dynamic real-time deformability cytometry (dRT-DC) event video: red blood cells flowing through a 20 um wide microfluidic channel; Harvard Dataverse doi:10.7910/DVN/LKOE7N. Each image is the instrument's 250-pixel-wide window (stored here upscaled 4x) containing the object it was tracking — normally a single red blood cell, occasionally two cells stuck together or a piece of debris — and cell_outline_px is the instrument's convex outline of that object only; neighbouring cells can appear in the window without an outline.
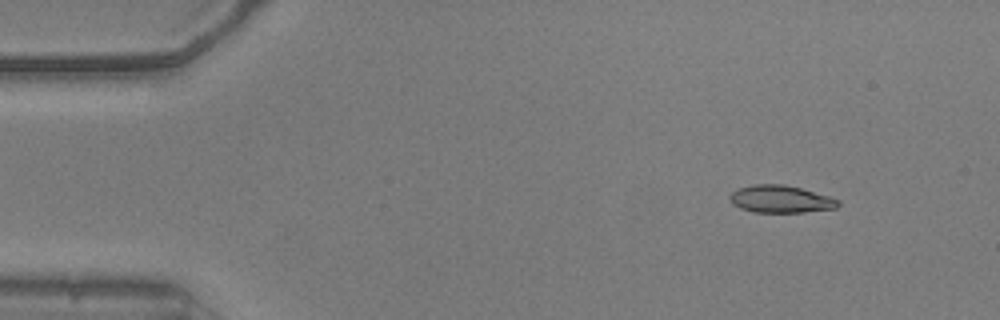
{"species": "common noctule bat (a hibernating species)", "species_latin": "Nyctalus noctula", "temperature_condition": "warm", "stored_images_in_passage": 6, "camera_frame_rate_fps": 3000, "um_per_image_px": 0.085, "animal": {"sex": "male", "body_mass_g": 20.5, "forearm_length_mm": 52.5}, "frame": {"image": 1, "passage_image": 1, "time_ms": 0.0, "image_size_px": [1000, 320], "cell_outline_px": [[840, 204], [836, 208], [804, 212], [752, 212], [740, 208], [732, 204], [728, 196], [732, 192], [740, 188], [756, 184], [784, 184], [800, 188], [828, 196], [840, 200]], "centroid_in_image_um": [66.34, 16.93], "position_along_channel_um": 18.7, "area_um2": 17.22}}